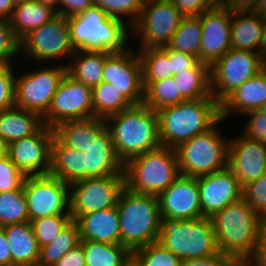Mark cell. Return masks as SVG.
<instances>
[{"label": "cell", "instance_id": "cell-1", "mask_svg": "<svg viewBox=\"0 0 266 266\" xmlns=\"http://www.w3.org/2000/svg\"><path fill=\"white\" fill-rule=\"evenodd\" d=\"M220 252L238 265L246 266L255 256L259 243L260 215L241 197L212 218Z\"/></svg>", "mask_w": 266, "mask_h": 266}, {"label": "cell", "instance_id": "cell-2", "mask_svg": "<svg viewBox=\"0 0 266 266\" xmlns=\"http://www.w3.org/2000/svg\"><path fill=\"white\" fill-rule=\"evenodd\" d=\"M118 158L129 159L161 146L158 113L144 104L105 119Z\"/></svg>", "mask_w": 266, "mask_h": 266}, {"label": "cell", "instance_id": "cell-3", "mask_svg": "<svg viewBox=\"0 0 266 266\" xmlns=\"http://www.w3.org/2000/svg\"><path fill=\"white\" fill-rule=\"evenodd\" d=\"M67 20L75 50L123 52L132 45L131 27L122 20L108 16L97 6L92 5Z\"/></svg>", "mask_w": 266, "mask_h": 266}, {"label": "cell", "instance_id": "cell-4", "mask_svg": "<svg viewBox=\"0 0 266 266\" xmlns=\"http://www.w3.org/2000/svg\"><path fill=\"white\" fill-rule=\"evenodd\" d=\"M158 113L161 146L172 149L205 133L220 118V104L214 98L185 100Z\"/></svg>", "mask_w": 266, "mask_h": 266}, {"label": "cell", "instance_id": "cell-5", "mask_svg": "<svg viewBox=\"0 0 266 266\" xmlns=\"http://www.w3.org/2000/svg\"><path fill=\"white\" fill-rule=\"evenodd\" d=\"M121 245L133 252L157 242L161 213L156 195L123 189L117 203Z\"/></svg>", "mask_w": 266, "mask_h": 266}, {"label": "cell", "instance_id": "cell-6", "mask_svg": "<svg viewBox=\"0 0 266 266\" xmlns=\"http://www.w3.org/2000/svg\"><path fill=\"white\" fill-rule=\"evenodd\" d=\"M125 186L136 193L158 196L180 176L175 149L160 146L124 164Z\"/></svg>", "mask_w": 266, "mask_h": 266}, {"label": "cell", "instance_id": "cell-7", "mask_svg": "<svg viewBox=\"0 0 266 266\" xmlns=\"http://www.w3.org/2000/svg\"><path fill=\"white\" fill-rule=\"evenodd\" d=\"M225 123L220 119L205 133L175 148L180 175L199 177L227 167L230 136L221 128Z\"/></svg>", "mask_w": 266, "mask_h": 266}, {"label": "cell", "instance_id": "cell-8", "mask_svg": "<svg viewBox=\"0 0 266 266\" xmlns=\"http://www.w3.org/2000/svg\"><path fill=\"white\" fill-rule=\"evenodd\" d=\"M157 242L181 261L219 252L212 219L208 217L192 220L161 217Z\"/></svg>", "mask_w": 266, "mask_h": 266}, {"label": "cell", "instance_id": "cell-9", "mask_svg": "<svg viewBox=\"0 0 266 266\" xmlns=\"http://www.w3.org/2000/svg\"><path fill=\"white\" fill-rule=\"evenodd\" d=\"M71 43L68 20L57 14L40 28L32 30L21 40V59L40 64L67 66L75 53Z\"/></svg>", "mask_w": 266, "mask_h": 266}, {"label": "cell", "instance_id": "cell-10", "mask_svg": "<svg viewBox=\"0 0 266 266\" xmlns=\"http://www.w3.org/2000/svg\"><path fill=\"white\" fill-rule=\"evenodd\" d=\"M36 64L35 69L32 66L31 70L27 67V71H22L20 74L16 72L15 106L37 112L43 117L50 108L53 96L67 73V68L54 63Z\"/></svg>", "mask_w": 266, "mask_h": 266}, {"label": "cell", "instance_id": "cell-11", "mask_svg": "<svg viewBox=\"0 0 266 266\" xmlns=\"http://www.w3.org/2000/svg\"><path fill=\"white\" fill-rule=\"evenodd\" d=\"M183 18L170 0L145 2L137 22L131 27V43L134 42L136 49L167 46Z\"/></svg>", "mask_w": 266, "mask_h": 266}, {"label": "cell", "instance_id": "cell-12", "mask_svg": "<svg viewBox=\"0 0 266 266\" xmlns=\"http://www.w3.org/2000/svg\"><path fill=\"white\" fill-rule=\"evenodd\" d=\"M264 69L258 52L229 49L210 66L211 96L221 104L233 91Z\"/></svg>", "mask_w": 266, "mask_h": 266}, {"label": "cell", "instance_id": "cell-13", "mask_svg": "<svg viewBox=\"0 0 266 266\" xmlns=\"http://www.w3.org/2000/svg\"><path fill=\"white\" fill-rule=\"evenodd\" d=\"M125 175L87 178L69 185L70 215L80 216L116 207L125 188Z\"/></svg>", "mask_w": 266, "mask_h": 266}, {"label": "cell", "instance_id": "cell-14", "mask_svg": "<svg viewBox=\"0 0 266 266\" xmlns=\"http://www.w3.org/2000/svg\"><path fill=\"white\" fill-rule=\"evenodd\" d=\"M29 222L52 215H70L69 185L48 175L26 176L23 182Z\"/></svg>", "mask_w": 266, "mask_h": 266}, {"label": "cell", "instance_id": "cell-15", "mask_svg": "<svg viewBox=\"0 0 266 266\" xmlns=\"http://www.w3.org/2000/svg\"><path fill=\"white\" fill-rule=\"evenodd\" d=\"M93 118L92 88L74 80L67 73L43 116L44 124L54 129L66 121Z\"/></svg>", "mask_w": 266, "mask_h": 266}, {"label": "cell", "instance_id": "cell-16", "mask_svg": "<svg viewBox=\"0 0 266 266\" xmlns=\"http://www.w3.org/2000/svg\"><path fill=\"white\" fill-rule=\"evenodd\" d=\"M132 47L105 57L102 82L112 84L132 105H140L144 101L142 64Z\"/></svg>", "mask_w": 266, "mask_h": 266}, {"label": "cell", "instance_id": "cell-17", "mask_svg": "<svg viewBox=\"0 0 266 266\" xmlns=\"http://www.w3.org/2000/svg\"><path fill=\"white\" fill-rule=\"evenodd\" d=\"M54 129L44 125L36 134L8 144L7 155L25 175H48Z\"/></svg>", "mask_w": 266, "mask_h": 266}, {"label": "cell", "instance_id": "cell-18", "mask_svg": "<svg viewBox=\"0 0 266 266\" xmlns=\"http://www.w3.org/2000/svg\"><path fill=\"white\" fill-rule=\"evenodd\" d=\"M199 18L203 34L199 61L211 66L231 49L232 12L215 3Z\"/></svg>", "mask_w": 266, "mask_h": 266}, {"label": "cell", "instance_id": "cell-19", "mask_svg": "<svg viewBox=\"0 0 266 266\" xmlns=\"http://www.w3.org/2000/svg\"><path fill=\"white\" fill-rule=\"evenodd\" d=\"M235 134L230 136L227 167L243 188L266 172V144Z\"/></svg>", "mask_w": 266, "mask_h": 266}, {"label": "cell", "instance_id": "cell-20", "mask_svg": "<svg viewBox=\"0 0 266 266\" xmlns=\"http://www.w3.org/2000/svg\"><path fill=\"white\" fill-rule=\"evenodd\" d=\"M202 217L217 212L243 197V188L232 171L222 170L197 177Z\"/></svg>", "mask_w": 266, "mask_h": 266}, {"label": "cell", "instance_id": "cell-21", "mask_svg": "<svg viewBox=\"0 0 266 266\" xmlns=\"http://www.w3.org/2000/svg\"><path fill=\"white\" fill-rule=\"evenodd\" d=\"M157 197L161 217L182 220L202 217L197 177L180 175Z\"/></svg>", "mask_w": 266, "mask_h": 266}, {"label": "cell", "instance_id": "cell-22", "mask_svg": "<svg viewBox=\"0 0 266 266\" xmlns=\"http://www.w3.org/2000/svg\"><path fill=\"white\" fill-rule=\"evenodd\" d=\"M84 179L124 175V163L118 158L110 131L106 128L82 152Z\"/></svg>", "mask_w": 266, "mask_h": 266}, {"label": "cell", "instance_id": "cell-23", "mask_svg": "<svg viewBox=\"0 0 266 266\" xmlns=\"http://www.w3.org/2000/svg\"><path fill=\"white\" fill-rule=\"evenodd\" d=\"M266 101V70H261L258 74L237 87L220 104V118L227 123L233 117L244 115L249 111L258 110ZM232 117V118H231ZM228 119V120H227Z\"/></svg>", "mask_w": 266, "mask_h": 266}, {"label": "cell", "instance_id": "cell-24", "mask_svg": "<svg viewBox=\"0 0 266 266\" xmlns=\"http://www.w3.org/2000/svg\"><path fill=\"white\" fill-rule=\"evenodd\" d=\"M76 222L79 225L81 240L121 245L117 206L84 214Z\"/></svg>", "mask_w": 266, "mask_h": 266}, {"label": "cell", "instance_id": "cell-25", "mask_svg": "<svg viewBox=\"0 0 266 266\" xmlns=\"http://www.w3.org/2000/svg\"><path fill=\"white\" fill-rule=\"evenodd\" d=\"M3 230L10 247L12 266L38 263L40 246L30 222L6 225Z\"/></svg>", "mask_w": 266, "mask_h": 266}, {"label": "cell", "instance_id": "cell-26", "mask_svg": "<svg viewBox=\"0 0 266 266\" xmlns=\"http://www.w3.org/2000/svg\"><path fill=\"white\" fill-rule=\"evenodd\" d=\"M44 125L39 113L17 106L0 112V136L7 144L36 134Z\"/></svg>", "mask_w": 266, "mask_h": 266}, {"label": "cell", "instance_id": "cell-27", "mask_svg": "<svg viewBox=\"0 0 266 266\" xmlns=\"http://www.w3.org/2000/svg\"><path fill=\"white\" fill-rule=\"evenodd\" d=\"M263 24L255 11L232 12L231 48L259 53Z\"/></svg>", "mask_w": 266, "mask_h": 266}, {"label": "cell", "instance_id": "cell-28", "mask_svg": "<svg viewBox=\"0 0 266 266\" xmlns=\"http://www.w3.org/2000/svg\"><path fill=\"white\" fill-rule=\"evenodd\" d=\"M49 174L70 185L84 179L82 151L65 145L56 135L51 147Z\"/></svg>", "mask_w": 266, "mask_h": 266}, {"label": "cell", "instance_id": "cell-29", "mask_svg": "<svg viewBox=\"0 0 266 266\" xmlns=\"http://www.w3.org/2000/svg\"><path fill=\"white\" fill-rule=\"evenodd\" d=\"M106 128L105 119L93 117L63 122L54 128V132L65 145L84 152Z\"/></svg>", "mask_w": 266, "mask_h": 266}, {"label": "cell", "instance_id": "cell-30", "mask_svg": "<svg viewBox=\"0 0 266 266\" xmlns=\"http://www.w3.org/2000/svg\"><path fill=\"white\" fill-rule=\"evenodd\" d=\"M108 54L76 50L66 66L67 74L93 89L102 82L103 65Z\"/></svg>", "mask_w": 266, "mask_h": 266}, {"label": "cell", "instance_id": "cell-31", "mask_svg": "<svg viewBox=\"0 0 266 266\" xmlns=\"http://www.w3.org/2000/svg\"><path fill=\"white\" fill-rule=\"evenodd\" d=\"M57 14L36 0L15 5L10 24L16 36L22 40L32 30L40 28Z\"/></svg>", "mask_w": 266, "mask_h": 266}, {"label": "cell", "instance_id": "cell-32", "mask_svg": "<svg viewBox=\"0 0 266 266\" xmlns=\"http://www.w3.org/2000/svg\"><path fill=\"white\" fill-rule=\"evenodd\" d=\"M178 90L186 100L213 98L210 88V66L198 62L194 67L173 76Z\"/></svg>", "mask_w": 266, "mask_h": 266}, {"label": "cell", "instance_id": "cell-33", "mask_svg": "<svg viewBox=\"0 0 266 266\" xmlns=\"http://www.w3.org/2000/svg\"><path fill=\"white\" fill-rule=\"evenodd\" d=\"M86 266H125L131 252L120 244L81 240Z\"/></svg>", "mask_w": 266, "mask_h": 266}, {"label": "cell", "instance_id": "cell-34", "mask_svg": "<svg viewBox=\"0 0 266 266\" xmlns=\"http://www.w3.org/2000/svg\"><path fill=\"white\" fill-rule=\"evenodd\" d=\"M143 85V104L156 112L186 100L179 92L173 76L164 80L143 81Z\"/></svg>", "mask_w": 266, "mask_h": 266}, {"label": "cell", "instance_id": "cell-35", "mask_svg": "<svg viewBox=\"0 0 266 266\" xmlns=\"http://www.w3.org/2000/svg\"><path fill=\"white\" fill-rule=\"evenodd\" d=\"M80 242L79 225L72 220L51 243L40 247L38 264L40 266H53L65 253Z\"/></svg>", "mask_w": 266, "mask_h": 266}, {"label": "cell", "instance_id": "cell-36", "mask_svg": "<svg viewBox=\"0 0 266 266\" xmlns=\"http://www.w3.org/2000/svg\"><path fill=\"white\" fill-rule=\"evenodd\" d=\"M93 117L106 119L133 105L112 84L101 82L92 89Z\"/></svg>", "mask_w": 266, "mask_h": 266}, {"label": "cell", "instance_id": "cell-37", "mask_svg": "<svg viewBox=\"0 0 266 266\" xmlns=\"http://www.w3.org/2000/svg\"><path fill=\"white\" fill-rule=\"evenodd\" d=\"M202 36V25L199 17L183 18L167 46L199 59Z\"/></svg>", "mask_w": 266, "mask_h": 266}, {"label": "cell", "instance_id": "cell-38", "mask_svg": "<svg viewBox=\"0 0 266 266\" xmlns=\"http://www.w3.org/2000/svg\"><path fill=\"white\" fill-rule=\"evenodd\" d=\"M24 222H29V214L23 186L0 192V227Z\"/></svg>", "mask_w": 266, "mask_h": 266}, {"label": "cell", "instance_id": "cell-39", "mask_svg": "<svg viewBox=\"0 0 266 266\" xmlns=\"http://www.w3.org/2000/svg\"><path fill=\"white\" fill-rule=\"evenodd\" d=\"M136 50L142 64L143 81H158L171 77L170 58L162 48Z\"/></svg>", "mask_w": 266, "mask_h": 266}, {"label": "cell", "instance_id": "cell-40", "mask_svg": "<svg viewBox=\"0 0 266 266\" xmlns=\"http://www.w3.org/2000/svg\"><path fill=\"white\" fill-rule=\"evenodd\" d=\"M94 6L102 9L108 16L124 21L132 27L143 8V0H92Z\"/></svg>", "mask_w": 266, "mask_h": 266}, {"label": "cell", "instance_id": "cell-41", "mask_svg": "<svg viewBox=\"0 0 266 266\" xmlns=\"http://www.w3.org/2000/svg\"><path fill=\"white\" fill-rule=\"evenodd\" d=\"M131 259L138 266H179L180 258L158 242L131 252Z\"/></svg>", "mask_w": 266, "mask_h": 266}, {"label": "cell", "instance_id": "cell-42", "mask_svg": "<svg viewBox=\"0 0 266 266\" xmlns=\"http://www.w3.org/2000/svg\"><path fill=\"white\" fill-rule=\"evenodd\" d=\"M72 220L71 215H52L32 220L30 225L39 246L42 247L51 243Z\"/></svg>", "mask_w": 266, "mask_h": 266}, {"label": "cell", "instance_id": "cell-43", "mask_svg": "<svg viewBox=\"0 0 266 266\" xmlns=\"http://www.w3.org/2000/svg\"><path fill=\"white\" fill-rule=\"evenodd\" d=\"M20 55L21 40L12 29L10 20L0 18V66L17 64L15 59Z\"/></svg>", "mask_w": 266, "mask_h": 266}, {"label": "cell", "instance_id": "cell-44", "mask_svg": "<svg viewBox=\"0 0 266 266\" xmlns=\"http://www.w3.org/2000/svg\"><path fill=\"white\" fill-rule=\"evenodd\" d=\"M16 64L0 66V112L15 106Z\"/></svg>", "mask_w": 266, "mask_h": 266}, {"label": "cell", "instance_id": "cell-45", "mask_svg": "<svg viewBox=\"0 0 266 266\" xmlns=\"http://www.w3.org/2000/svg\"><path fill=\"white\" fill-rule=\"evenodd\" d=\"M243 198L257 214L266 213V172L258 180L243 187Z\"/></svg>", "mask_w": 266, "mask_h": 266}, {"label": "cell", "instance_id": "cell-46", "mask_svg": "<svg viewBox=\"0 0 266 266\" xmlns=\"http://www.w3.org/2000/svg\"><path fill=\"white\" fill-rule=\"evenodd\" d=\"M26 176L13 164L9 156L0 158V192L20 189Z\"/></svg>", "mask_w": 266, "mask_h": 266}, {"label": "cell", "instance_id": "cell-47", "mask_svg": "<svg viewBox=\"0 0 266 266\" xmlns=\"http://www.w3.org/2000/svg\"><path fill=\"white\" fill-rule=\"evenodd\" d=\"M244 126L241 130V134L252 139L266 144V113L258 110H252L242 115ZM249 117V118H248Z\"/></svg>", "mask_w": 266, "mask_h": 266}, {"label": "cell", "instance_id": "cell-48", "mask_svg": "<svg viewBox=\"0 0 266 266\" xmlns=\"http://www.w3.org/2000/svg\"><path fill=\"white\" fill-rule=\"evenodd\" d=\"M184 18L199 17L204 11L210 9L213 0H170Z\"/></svg>", "mask_w": 266, "mask_h": 266}, {"label": "cell", "instance_id": "cell-49", "mask_svg": "<svg viewBox=\"0 0 266 266\" xmlns=\"http://www.w3.org/2000/svg\"><path fill=\"white\" fill-rule=\"evenodd\" d=\"M161 48L169 55L171 62V77L180 74V72L186 69L194 67L199 62L197 57L185 52L175 51L168 46Z\"/></svg>", "mask_w": 266, "mask_h": 266}, {"label": "cell", "instance_id": "cell-50", "mask_svg": "<svg viewBox=\"0 0 266 266\" xmlns=\"http://www.w3.org/2000/svg\"><path fill=\"white\" fill-rule=\"evenodd\" d=\"M179 266H238L228 255L218 252L202 258L182 260Z\"/></svg>", "mask_w": 266, "mask_h": 266}, {"label": "cell", "instance_id": "cell-51", "mask_svg": "<svg viewBox=\"0 0 266 266\" xmlns=\"http://www.w3.org/2000/svg\"><path fill=\"white\" fill-rule=\"evenodd\" d=\"M60 15L68 18L81 14L93 5L92 0H59Z\"/></svg>", "mask_w": 266, "mask_h": 266}, {"label": "cell", "instance_id": "cell-52", "mask_svg": "<svg viewBox=\"0 0 266 266\" xmlns=\"http://www.w3.org/2000/svg\"><path fill=\"white\" fill-rule=\"evenodd\" d=\"M53 266H86L82 244L65 253Z\"/></svg>", "mask_w": 266, "mask_h": 266}, {"label": "cell", "instance_id": "cell-53", "mask_svg": "<svg viewBox=\"0 0 266 266\" xmlns=\"http://www.w3.org/2000/svg\"><path fill=\"white\" fill-rule=\"evenodd\" d=\"M260 0H220L218 4L230 12L255 11Z\"/></svg>", "mask_w": 266, "mask_h": 266}, {"label": "cell", "instance_id": "cell-54", "mask_svg": "<svg viewBox=\"0 0 266 266\" xmlns=\"http://www.w3.org/2000/svg\"><path fill=\"white\" fill-rule=\"evenodd\" d=\"M0 266H12L10 247L3 227H0Z\"/></svg>", "mask_w": 266, "mask_h": 266}, {"label": "cell", "instance_id": "cell-55", "mask_svg": "<svg viewBox=\"0 0 266 266\" xmlns=\"http://www.w3.org/2000/svg\"><path fill=\"white\" fill-rule=\"evenodd\" d=\"M246 266H266V245H258L255 256Z\"/></svg>", "mask_w": 266, "mask_h": 266}, {"label": "cell", "instance_id": "cell-56", "mask_svg": "<svg viewBox=\"0 0 266 266\" xmlns=\"http://www.w3.org/2000/svg\"><path fill=\"white\" fill-rule=\"evenodd\" d=\"M15 3L13 0H0V18L11 19Z\"/></svg>", "mask_w": 266, "mask_h": 266}, {"label": "cell", "instance_id": "cell-57", "mask_svg": "<svg viewBox=\"0 0 266 266\" xmlns=\"http://www.w3.org/2000/svg\"><path fill=\"white\" fill-rule=\"evenodd\" d=\"M258 245H266V213L260 215V232Z\"/></svg>", "mask_w": 266, "mask_h": 266}, {"label": "cell", "instance_id": "cell-58", "mask_svg": "<svg viewBox=\"0 0 266 266\" xmlns=\"http://www.w3.org/2000/svg\"><path fill=\"white\" fill-rule=\"evenodd\" d=\"M42 5L50 8L53 10L56 14L60 15V1L59 0H36Z\"/></svg>", "mask_w": 266, "mask_h": 266}, {"label": "cell", "instance_id": "cell-59", "mask_svg": "<svg viewBox=\"0 0 266 266\" xmlns=\"http://www.w3.org/2000/svg\"><path fill=\"white\" fill-rule=\"evenodd\" d=\"M259 54L263 58V60L266 59V18H264V24L262 27V40L260 44Z\"/></svg>", "mask_w": 266, "mask_h": 266}, {"label": "cell", "instance_id": "cell-60", "mask_svg": "<svg viewBox=\"0 0 266 266\" xmlns=\"http://www.w3.org/2000/svg\"><path fill=\"white\" fill-rule=\"evenodd\" d=\"M263 18H266V0H260L259 4L255 10Z\"/></svg>", "mask_w": 266, "mask_h": 266}, {"label": "cell", "instance_id": "cell-61", "mask_svg": "<svg viewBox=\"0 0 266 266\" xmlns=\"http://www.w3.org/2000/svg\"><path fill=\"white\" fill-rule=\"evenodd\" d=\"M7 149H8V144L6 141L0 136V158L4 157L7 155Z\"/></svg>", "mask_w": 266, "mask_h": 266}, {"label": "cell", "instance_id": "cell-62", "mask_svg": "<svg viewBox=\"0 0 266 266\" xmlns=\"http://www.w3.org/2000/svg\"><path fill=\"white\" fill-rule=\"evenodd\" d=\"M125 266H138L132 259Z\"/></svg>", "mask_w": 266, "mask_h": 266}, {"label": "cell", "instance_id": "cell-63", "mask_svg": "<svg viewBox=\"0 0 266 266\" xmlns=\"http://www.w3.org/2000/svg\"><path fill=\"white\" fill-rule=\"evenodd\" d=\"M27 1H31V0H13V2L16 4H19V3H24V2H27Z\"/></svg>", "mask_w": 266, "mask_h": 266}, {"label": "cell", "instance_id": "cell-64", "mask_svg": "<svg viewBox=\"0 0 266 266\" xmlns=\"http://www.w3.org/2000/svg\"><path fill=\"white\" fill-rule=\"evenodd\" d=\"M260 110L266 113V101L262 104Z\"/></svg>", "mask_w": 266, "mask_h": 266}, {"label": "cell", "instance_id": "cell-65", "mask_svg": "<svg viewBox=\"0 0 266 266\" xmlns=\"http://www.w3.org/2000/svg\"><path fill=\"white\" fill-rule=\"evenodd\" d=\"M20 266H40L38 263L33 265H20Z\"/></svg>", "mask_w": 266, "mask_h": 266}, {"label": "cell", "instance_id": "cell-66", "mask_svg": "<svg viewBox=\"0 0 266 266\" xmlns=\"http://www.w3.org/2000/svg\"><path fill=\"white\" fill-rule=\"evenodd\" d=\"M264 69L266 70V59L264 60Z\"/></svg>", "mask_w": 266, "mask_h": 266}, {"label": "cell", "instance_id": "cell-67", "mask_svg": "<svg viewBox=\"0 0 266 266\" xmlns=\"http://www.w3.org/2000/svg\"><path fill=\"white\" fill-rule=\"evenodd\" d=\"M148 1H154V0H143L144 3H145V2H148Z\"/></svg>", "mask_w": 266, "mask_h": 266}]
</instances>
